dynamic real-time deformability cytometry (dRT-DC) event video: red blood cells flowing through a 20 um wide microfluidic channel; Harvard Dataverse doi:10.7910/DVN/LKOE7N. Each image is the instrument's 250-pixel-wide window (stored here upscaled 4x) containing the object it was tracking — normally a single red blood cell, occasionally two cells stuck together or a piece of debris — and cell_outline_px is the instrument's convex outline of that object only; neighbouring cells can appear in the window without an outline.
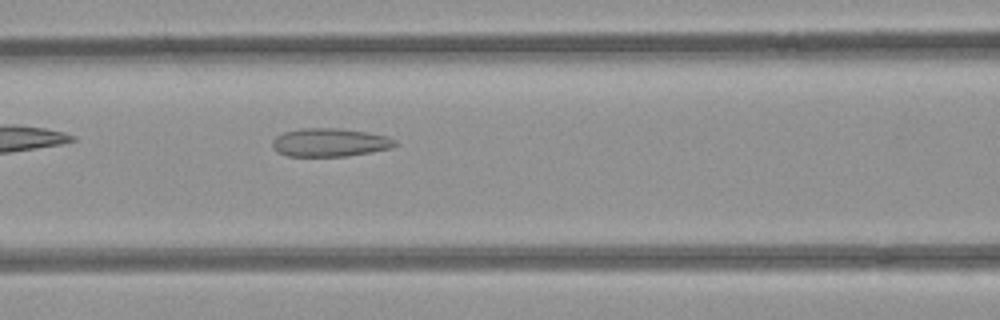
{"species": "common noctule bat (a hibernating species)", "species_latin": "Nyctalus noctula", "temperature_condition": "room temperature", "stored_images_in_passage": 30, "camera_frame_rate_fps": 3000, "um_per_image_px": 0.085, "animal": {"sex": "female", "body_mass_g": 21.9}, "frame": {"image": 1, "passage_image": 6, "time_ms": 1.667, "image_size_px": [1000, 320], "cell_outline_px": [[396, 144], [388, 148], [348, 156], [288, 156], [276, 152], [272, 148], [272, 140], [276, 136], [284, 132], [300, 128], [336, 128], [368, 132], [384, 136], [396, 140]], "centroid_in_image_um": [27.95, 12.1], "position_along_channel_um": 138.6, "area_um2": 20.11}}
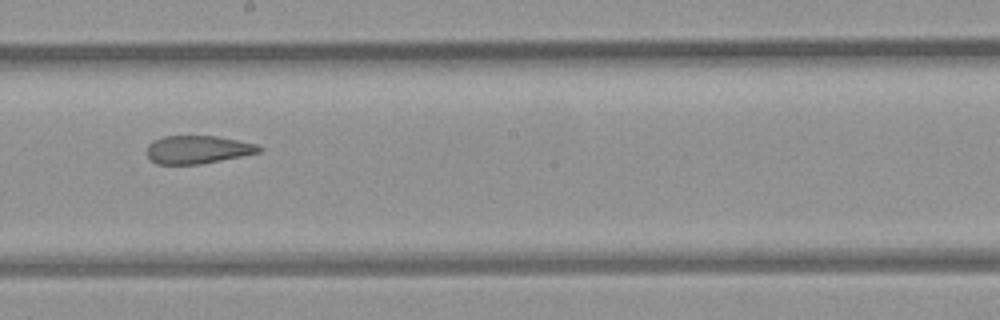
{"frame": {"image": 2, "passage_image": 13, "time_ms": 4.0, "image_size_px": [1000, 320], "cell_outline_px": [[264, 148], [260, 152], [200, 164], [156, 164], [148, 156], [148, 144], [164, 136], [216, 136], [256, 144]], "centroid_in_image_um": [16.81, 12.71], "position_along_channel_um": 231.4, "area_um2": 18.03}}
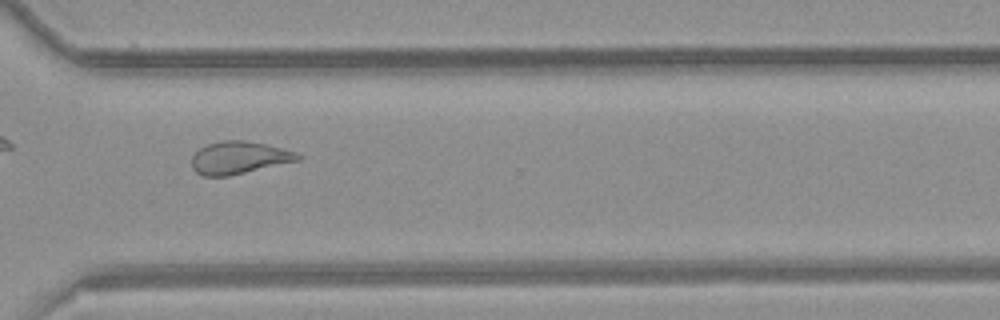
{"frame": {"image": 3, "passage_image": 22, "time_ms": 7.0, "image_size_px": [1000, 320], "cell_outline_px": [[300, 160], [228, 176], [204, 176], [196, 172], [192, 168], [192, 156], [200, 148], [208, 144], [224, 140], [244, 140], [284, 148], [296, 152], [300, 156]], "centroid_in_image_um": [20.31, 13.4], "position_along_channel_um": 350.3, "area_um2": 19.94}}